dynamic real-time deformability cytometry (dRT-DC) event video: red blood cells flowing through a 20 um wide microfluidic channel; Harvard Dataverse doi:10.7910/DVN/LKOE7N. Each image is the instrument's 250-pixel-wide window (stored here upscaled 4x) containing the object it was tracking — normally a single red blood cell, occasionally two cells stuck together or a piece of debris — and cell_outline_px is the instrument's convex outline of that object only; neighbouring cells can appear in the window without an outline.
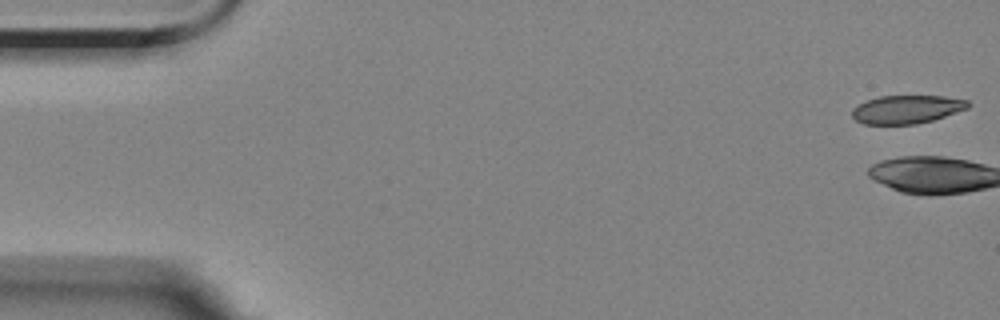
{"species": "Egyptian fruit bat (a non-hibernating species)", "species_latin": "Rousettus aegyptiacus", "temperature_condition": "room temperature", "stored_images_in_passage": 6, "camera_frame_rate_fps": 3000, "um_per_image_px": 0.085, "animal": {"sex": "female"}, "frame": {"image": 1, "passage_image": 1, "time_ms": 0.0, "image_size_px": [1000, 320], "cell_outline_px": [[972, 104], [968, 108], [932, 120], [916, 124], [864, 124], [856, 120], [852, 116], [852, 108], [868, 100], [880, 96], [944, 96], [968, 100]], "centroid_in_image_um": [77.09, 9.29], "position_along_channel_um": 7.9, "area_um2": 19.02}}